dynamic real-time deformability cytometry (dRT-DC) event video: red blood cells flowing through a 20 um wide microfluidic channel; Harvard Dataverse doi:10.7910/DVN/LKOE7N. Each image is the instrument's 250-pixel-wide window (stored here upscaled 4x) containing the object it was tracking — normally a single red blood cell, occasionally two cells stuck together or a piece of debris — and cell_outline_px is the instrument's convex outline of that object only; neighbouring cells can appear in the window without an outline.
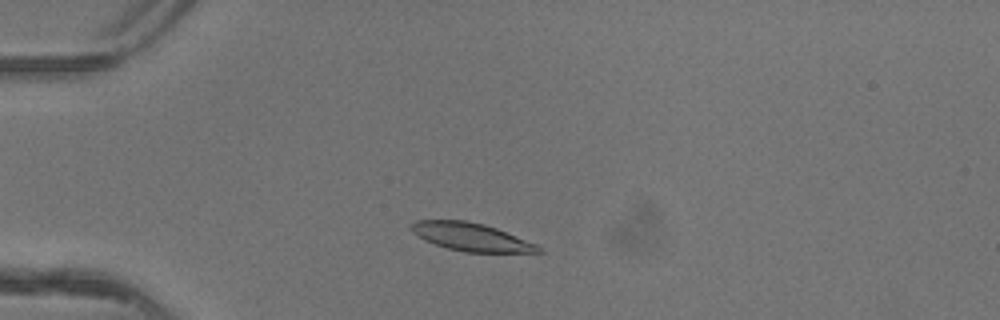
{"species": "common noctule bat (a hibernating species)", "species_latin": "Nyctalus noctula", "temperature_condition": "warm", "stored_images_in_passage": 45, "camera_frame_rate_fps": 3000, "um_per_image_px": 0.085, "animal": {"sex": "female"}, "frame": {"image": 1, "passage_image": 8, "time_ms": 2.333, "image_size_px": [1000, 320], "cell_outline_px": [[544, 252], [464, 252], [448, 248], [424, 240], [412, 232], [408, 228], [408, 224], [416, 220], [464, 220], [484, 224], [496, 228], [536, 244], [544, 248]], "centroid_in_image_um": [40.01, 20.13], "position_along_channel_um": 45.0, "area_um2": 20.75}}
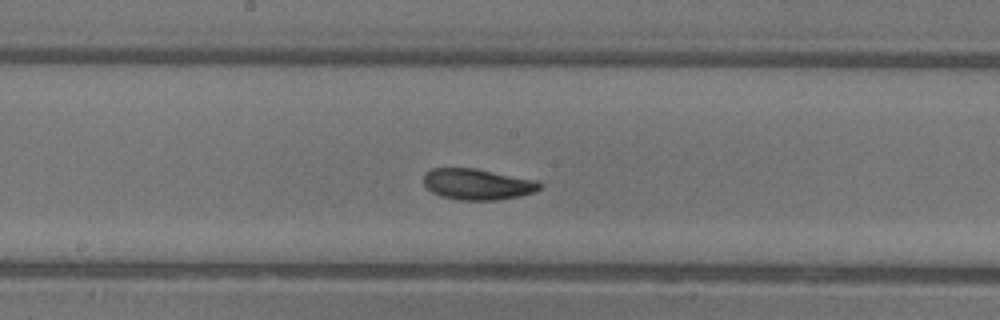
{"frame": {"image": 2, "passage_image": 22, "time_ms": 7.0, "image_size_px": [1000, 320], "cell_outline_px": [[544, 184], [540, 188], [532, 192], [520, 196], [496, 200], [456, 200], [440, 196], [432, 192], [424, 184], [424, 172], [432, 168], [476, 168], [536, 180]], "centroid_in_image_um": [40.56, 15.66], "position_along_channel_um": 207.6, "area_um2": 21.1}}
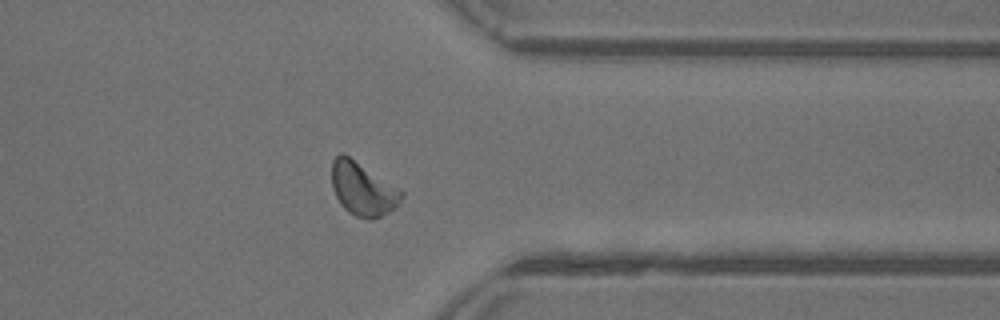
{"frame": {"image": 3, "passage_image": 35, "time_ms": 11.333, "image_size_px": [1000, 320], "cell_outline_px": [[404, 196], [396, 208], [372, 220], [368, 220], [356, 216], [348, 212], [340, 204], [332, 188], [332, 160], [340, 152], [344, 152], [400, 188], [404, 192]], "centroid_in_image_um": [30.85, 16.05], "position_along_channel_um": 380.6, "area_um2": 22.08}, "authors_computed_cell_mechanics": {"area_um2": 20.9236, "velocity_mm_per_s": 4.1205, "shape_relaxation_time_tau1_ms": 2.7556, "shape_relaxation_time_tau2_ms": 1.3304, "deformation_change_tau1": 0.1366, "deformation_change_tau2": 0.0695}}